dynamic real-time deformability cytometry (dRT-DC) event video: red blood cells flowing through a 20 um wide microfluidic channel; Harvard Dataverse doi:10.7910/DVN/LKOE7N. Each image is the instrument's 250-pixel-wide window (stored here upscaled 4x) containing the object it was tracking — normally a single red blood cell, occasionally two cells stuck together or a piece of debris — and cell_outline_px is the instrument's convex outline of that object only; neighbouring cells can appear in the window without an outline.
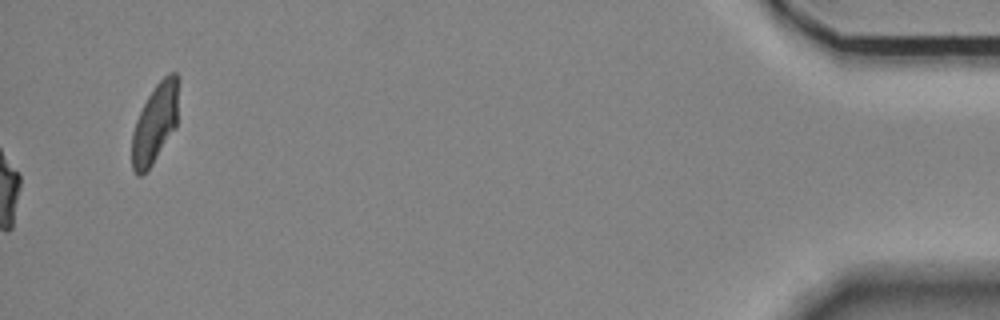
{"species": "Egyptian fruit bat (a non-hibernating species)", "species_latin": "Rousettus aegyptiacus", "temperature_condition": "room temperature", "stored_images_in_passage": 43, "camera_frame_rate_fps": 3000, "um_per_image_px": 0.085, "animal": {"sex": "female"}, "frame": {"image": 1, "passage_image": 43, "time_ms": 14.0, "image_size_px": [1000, 320], "cell_outline_px": [[180, 80], [176, 128], [152, 164], [140, 176], [136, 176], [132, 168], [132, 132], [136, 120], [148, 96], [156, 84], [168, 72], [176, 72], [180, 76]], "centroid_in_image_um": [13.21, 10.43], "position_along_channel_um": 422.0, "area_um2": 21.85}, "authors_computed_cell_mechanics": {"area_um2": 22.253, "velocity_mm_per_s": 3.5719, "shape_relaxation_time_tau1_ms": 4.3391, "shape_relaxation_time_tau2_ms": 3.3284, "deformation_change_tau1": 0.1872, "deformation_change_tau2": 0.108}}